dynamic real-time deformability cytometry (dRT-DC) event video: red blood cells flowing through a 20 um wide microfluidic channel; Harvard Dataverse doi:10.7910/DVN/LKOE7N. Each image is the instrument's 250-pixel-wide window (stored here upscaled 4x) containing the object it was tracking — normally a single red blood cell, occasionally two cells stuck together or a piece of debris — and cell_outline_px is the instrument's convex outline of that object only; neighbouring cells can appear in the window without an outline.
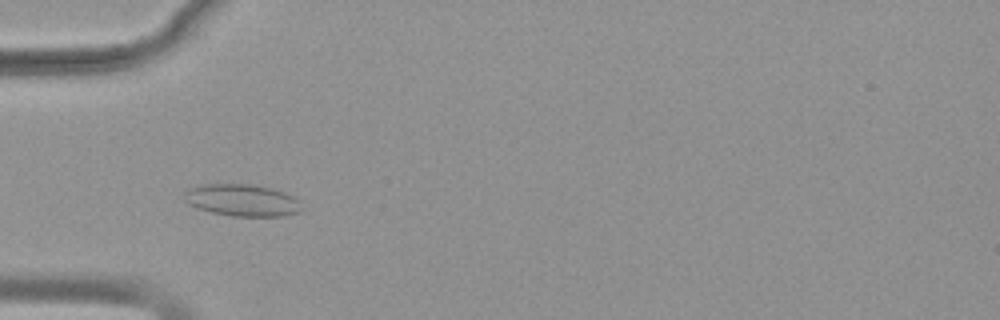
{"species": "common noctule bat (a hibernating species)", "species_latin": "Nyctalus noctula", "temperature_condition": "warm", "stored_images_in_passage": 52, "camera_frame_rate_fps": 3000, "um_per_image_px": 0.085, "animal": {"sex": "female", "body_mass_g": 19.9}, "frame": {"image": 1, "passage_image": 16, "time_ms": 5.0, "image_size_px": [1000, 320], "cell_outline_px": [[300, 212], [280, 216], [232, 216], [212, 212], [196, 208], [188, 204], [184, 200], [184, 196], [188, 188], [200, 184], [252, 184], [272, 188], [284, 192], [300, 200]], "centroid_in_image_um": [20.55, 17.01], "position_along_channel_um": 64.4, "area_um2": 21.96}}
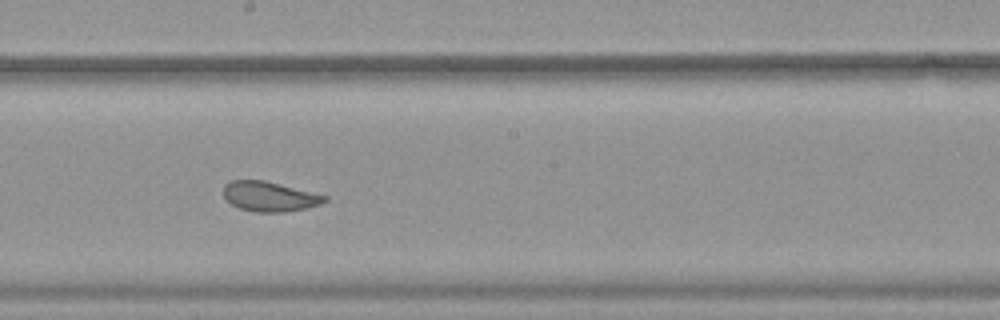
{"frame": {"image": 2, "passage_image": 29, "time_ms": 9.333, "image_size_px": [1000, 320], "cell_outline_px": [[328, 200], [320, 204], [304, 208], [284, 212], [256, 212], [240, 208], [232, 204], [224, 196], [224, 184], [232, 180], [264, 180], [328, 196]], "centroid_in_image_um": [22.91, 16.69], "position_along_channel_um": 225.3, "area_um2": 17.4}}
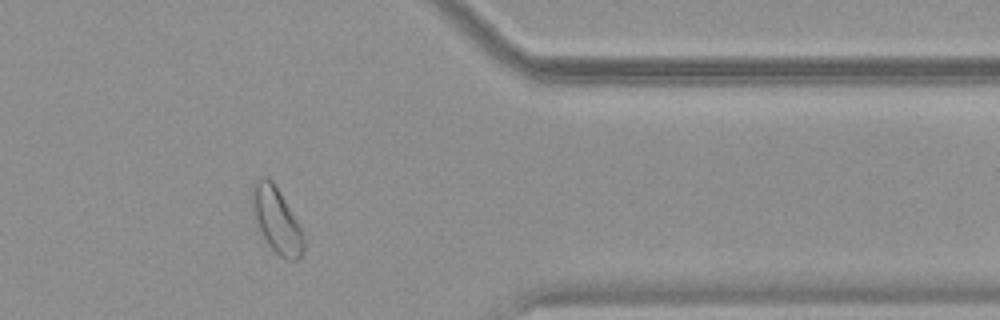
{"frame": {"image": 3, "passage_image": 43, "time_ms": 14.0, "image_size_px": [1000, 320], "cell_outline_px": [[308, 240], [300, 256], [296, 260], [288, 260], [280, 256], [268, 244], [252, 216], [252, 184], [260, 176], [264, 176], [272, 180], [280, 192], [304, 232]], "centroid_in_image_um": [23.53, 18.71], "position_along_channel_um": 387.9, "area_um2": 19.88}, "authors_computed_cell_mechanics": {"area_um2": 20.4612, "velocity_mm_per_s": 3.7712, "shape_relaxation_time_tau1_ms": null, "shape_relaxation_time_tau2_ms": 0.8837, "deformation_change_tau1": null, "deformation_change_tau2": 0.0749}}